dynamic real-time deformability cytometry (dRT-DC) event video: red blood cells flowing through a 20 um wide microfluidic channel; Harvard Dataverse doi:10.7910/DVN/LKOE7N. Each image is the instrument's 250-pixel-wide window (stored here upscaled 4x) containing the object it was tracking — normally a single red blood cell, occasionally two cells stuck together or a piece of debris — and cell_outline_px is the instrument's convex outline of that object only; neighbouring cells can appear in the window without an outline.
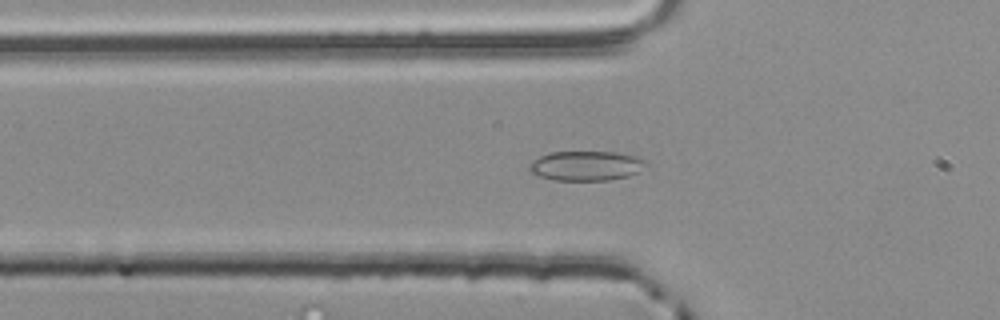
{"species": "common noctule bat (a hibernating species)", "species_latin": "Nyctalus noctula", "temperature_condition": "room temperature", "stored_images_in_passage": 46, "camera_frame_rate_fps": 3000, "um_per_image_px": 0.085, "animal": {"sex": "male", "body_mass_g": 20.4}, "frame": {"image": 1, "passage_image": 15, "time_ms": 4.667, "image_size_px": [1000, 320], "cell_outline_px": [[648, 164], [636, 172], [628, 176], [608, 180], [552, 180], [528, 172], [528, 164], [532, 160], [548, 152], [616, 152], [640, 156]], "centroid_in_image_um": [49.78, 14.08], "position_along_channel_um": 76.0, "area_um2": 20.35}}
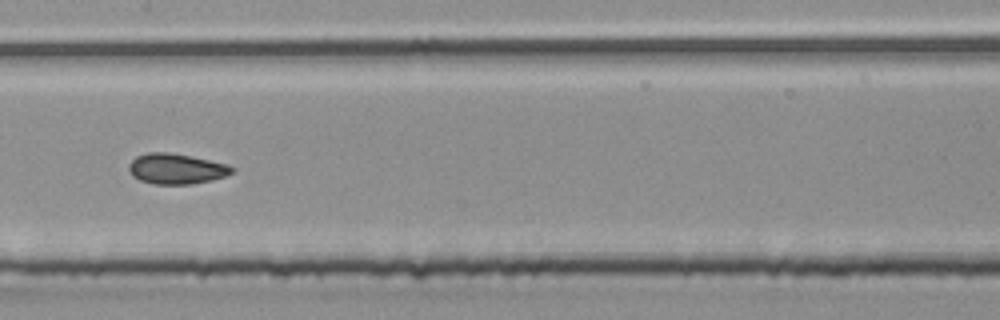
{"frame": {"image": 2, "passage_image": 24, "time_ms": 7.667, "image_size_px": [1000, 320], "cell_outline_px": [[236, 168], [232, 172], [224, 176], [212, 180], [192, 184], [152, 184], [140, 180], [132, 176], [128, 168], [128, 164], [136, 156], [148, 152], [168, 152], [228, 164]], "centroid_in_image_um": [14.96, 14.35], "position_along_channel_um": 192.4, "area_um2": 18.26}}
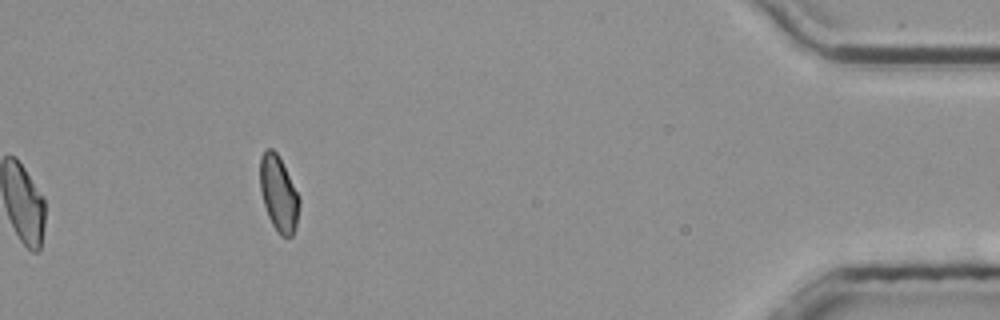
{"frame": {"image": 3, "passage_image": 46, "time_ms": 15.0, "image_size_px": [1000, 320], "cell_outline_px": [[300, 208], [296, 228], [292, 236], [280, 236], [272, 224], [268, 216], [264, 204], [260, 188], [260, 156], [264, 148], [272, 148], [276, 152], [300, 196]], "centroid_in_image_um": [23.69, 16.46], "position_along_channel_um": 411.5, "area_um2": 17.4}, "authors_computed_cell_mechanics": {"area_um2": 18.6694, "velocity_mm_per_s": 3.8554, "shape_relaxation_time_tau1_ms": 6.7562, "shape_relaxation_time_tau2_ms": 1.5373, "deformation_change_tau1": 0.1142, "deformation_change_tau2": 0.0663}}